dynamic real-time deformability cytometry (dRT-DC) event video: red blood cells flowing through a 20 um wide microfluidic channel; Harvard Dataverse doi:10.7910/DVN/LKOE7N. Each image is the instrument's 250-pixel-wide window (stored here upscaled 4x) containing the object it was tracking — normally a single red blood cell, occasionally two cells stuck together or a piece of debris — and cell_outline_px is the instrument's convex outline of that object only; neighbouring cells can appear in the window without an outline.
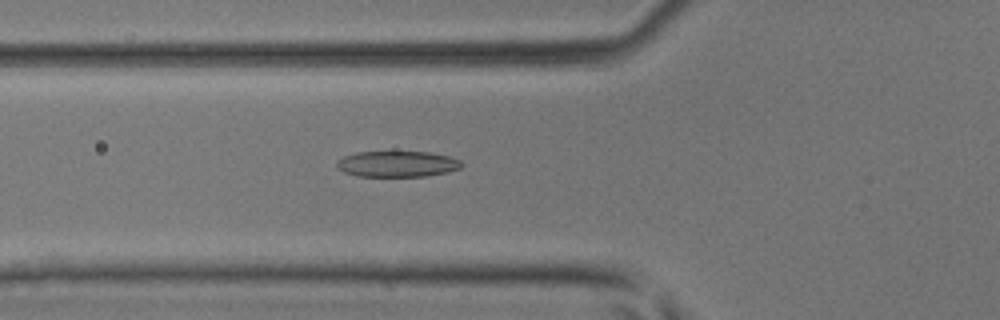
{"species": "common noctule bat (a hibernating species)", "species_latin": "Nyctalus noctula", "temperature_condition": "room temperature", "stored_images_in_passage": 47, "camera_frame_rate_fps": 3000, "um_per_image_px": 0.085, "animal": {"sex": "male", "body_mass_g": 17.9, "forearm_length_mm": 54.2}, "frame": {"image": 1, "passage_image": 18, "time_ms": 5.667, "image_size_px": [1000, 320], "cell_outline_px": [[464, 164], [460, 168], [448, 172], [428, 176], [356, 176], [344, 172], [336, 168], [336, 160], [344, 156], [356, 152], [428, 152], [448, 156], [460, 160]], "centroid_in_image_um": [33.75, 13.94], "position_along_channel_um": 92.1, "area_um2": 18.96}}
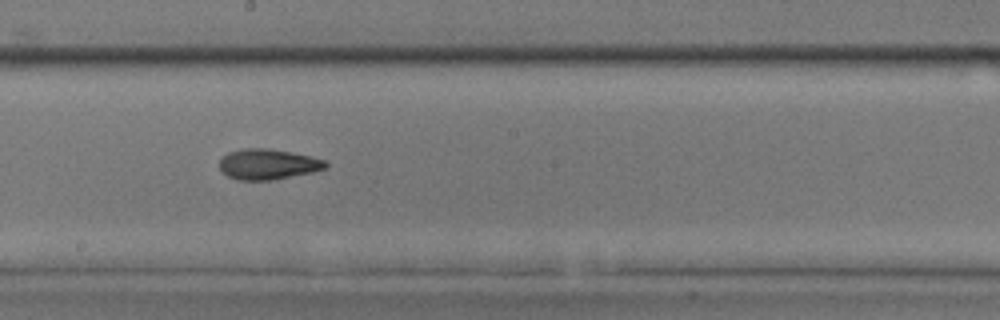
{"frame": {"image": 2, "passage_image": 27, "time_ms": 8.667, "image_size_px": [1000, 320], "cell_outline_px": [[328, 168], [312, 172], [272, 180], [236, 180], [228, 176], [220, 168], [220, 160], [228, 152], [240, 148], [268, 148], [292, 152], [312, 156], [328, 160]], "centroid_in_image_um": [22.82, 13.95], "position_along_channel_um": 225.4, "area_um2": 19.07}}
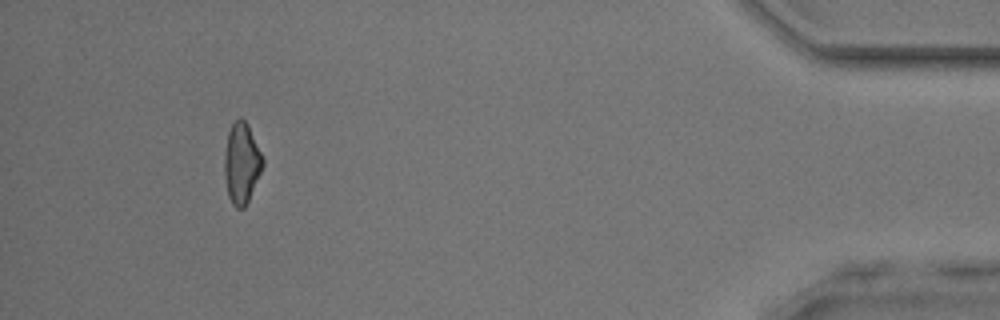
{"frame": {"image": 3, "passage_image": 44, "time_ms": 14.333, "image_size_px": [1000, 320], "cell_outline_px": [[264, 164], [248, 200], [244, 208], [236, 208], [232, 204], [228, 196], [224, 176], [224, 152], [228, 132], [232, 124], [240, 116], [248, 124], [264, 160]], "centroid_in_image_um": [20.52, 13.86], "position_along_channel_um": 414.7, "area_um2": 17.98}}